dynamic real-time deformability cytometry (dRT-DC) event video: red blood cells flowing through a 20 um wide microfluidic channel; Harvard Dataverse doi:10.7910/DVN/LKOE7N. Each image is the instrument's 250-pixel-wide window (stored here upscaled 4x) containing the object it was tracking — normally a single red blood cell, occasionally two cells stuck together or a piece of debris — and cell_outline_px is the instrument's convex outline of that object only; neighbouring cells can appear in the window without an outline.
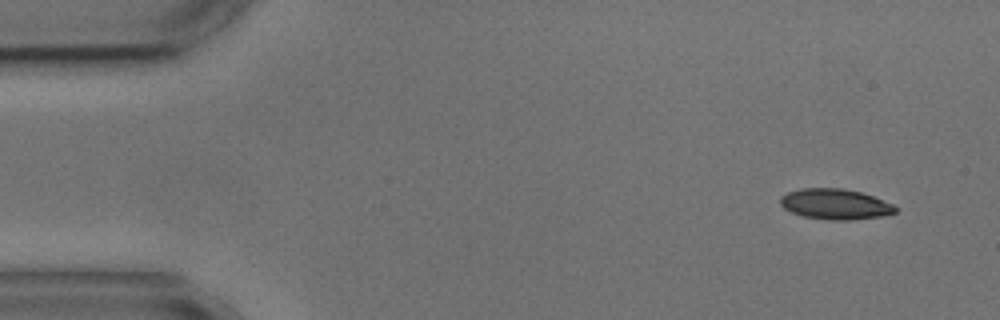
{"species": "common noctule bat (a hibernating species)", "species_latin": "Nyctalus noctula", "temperature_condition": "cold", "stored_images_in_passage": 4, "camera_frame_rate_fps": 3000, "um_per_image_px": 0.085, "animal": {"sex": "male", "body_mass_g": 17.9, "forearm_length_mm": 54.2}, "frame": {"image": 1, "passage_image": 1, "time_ms": 0.0, "image_size_px": [1000, 320], "cell_outline_px": [[900, 208], [896, 212], [884, 216], [852, 220], [832, 220], [804, 216], [792, 212], [784, 208], [780, 204], [780, 196], [788, 192], [800, 188], [844, 188], [860, 192], [872, 196], [892, 204]], "centroid_in_image_um": [71.01, 17.35], "position_along_channel_um": 14.0, "area_um2": 20.52}}
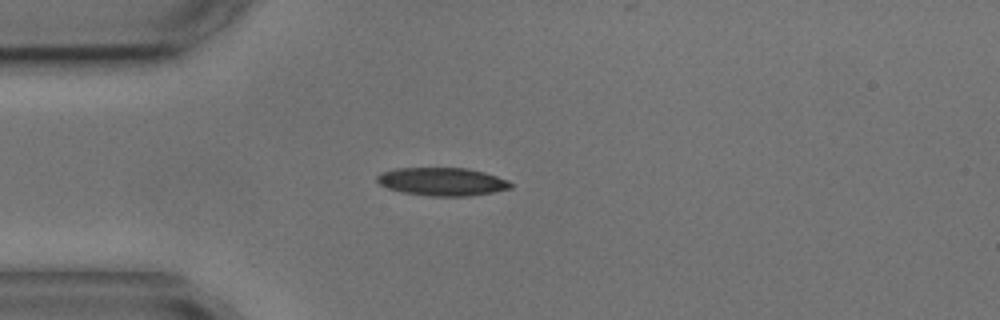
{"frame": {"image": 2, "passage_image": 3, "time_ms": 3.333, "image_size_px": [1000, 320], "cell_outline_px": [[512, 188], [492, 192], [468, 196], [428, 196], [404, 192], [388, 188], [380, 184], [376, 180], [376, 176], [380, 172], [396, 168], [468, 168], [484, 172], [508, 180], [512, 184]], "centroid_in_image_um": [37.57, 15.43], "position_along_channel_um": 47.4, "area_um2": 21.85}}